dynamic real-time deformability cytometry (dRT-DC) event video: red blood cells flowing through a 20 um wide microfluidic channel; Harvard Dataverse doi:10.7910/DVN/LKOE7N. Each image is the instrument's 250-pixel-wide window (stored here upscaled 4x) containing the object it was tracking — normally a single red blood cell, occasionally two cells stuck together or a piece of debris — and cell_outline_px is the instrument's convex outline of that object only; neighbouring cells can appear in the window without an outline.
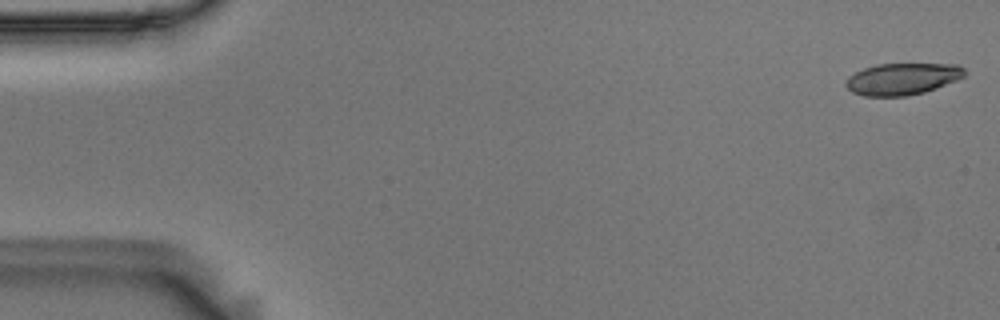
{"species": "Egyptian fruit bat (a non-hibernating species)", "species_latin": "Rousettus aegyptiacus", "temperature_condition": "room temperature", "stored_images_in_passage": 56, "camera_frame_rate_fps": 3000, "um_per_image_px": 0.085, "animal": {"sex": "male"}, "frame": {"image": 1, "passage_image": 1, "time_ms": 0.0, "image_size_px": [1000, 320], "cell_outline_px": [[968, 72], [964, 76], [956, 80], [936, 88], [924, 92], [904, 96], [864, 96], [852, 92], [844, 84], [848, 76], [864, 68], [876, 64], [956, 64], [964, 68]], "centroid_in_image_um": [76.7, 6.7], "position_along_channel_um": 8.3, "area_um2": 21.96}}
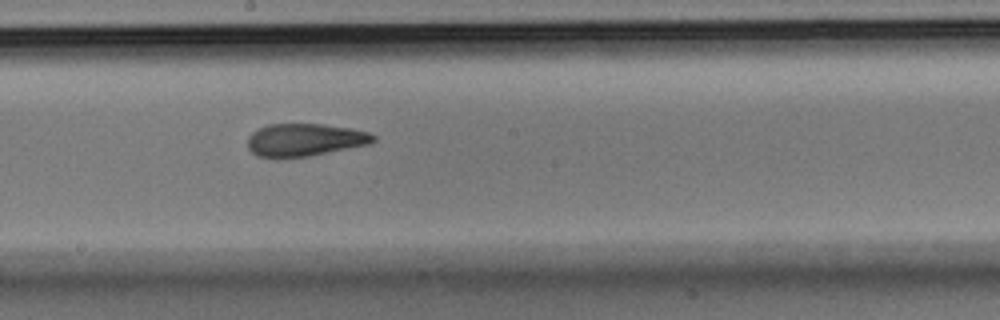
{"frame": {"image": 2, "passage_image": 30, "time_ms": 9.667, "image_size_px": [1000, 320], "cell_outline_px": [[376, 140], [368, 144], [308, 156], [276, 160], [256, 156], [248, 148], [248, 136], [252, 132], [268, 124], [320, 124], [348, 128], [368, 132], [376, 136]], "centroid_in_image_um": [25.83, 11.91], "position_along_channel_um": 222.4, "area_um2": 24.1}}
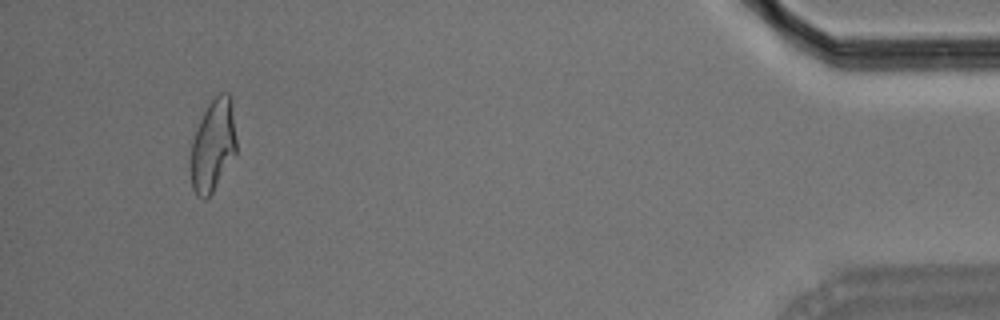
{"frame": {"image": 3, "passage_image": 52, "time_ms": 17.0, "image_size_px": [1000, 320], "cell_outline_px": [[236, 152], [212, 192], [204, 200], [196, 196], [192, 188], [188, 168], [188, 160], [192, 140], [196, 128], [208, 104], [220, 92], [228, 92], [232, 96], [236, 140]], "centroid_in_image_um": [18.06, 12.36], "position_along_channel_um": 417.1, "area_um2": 25.09}}